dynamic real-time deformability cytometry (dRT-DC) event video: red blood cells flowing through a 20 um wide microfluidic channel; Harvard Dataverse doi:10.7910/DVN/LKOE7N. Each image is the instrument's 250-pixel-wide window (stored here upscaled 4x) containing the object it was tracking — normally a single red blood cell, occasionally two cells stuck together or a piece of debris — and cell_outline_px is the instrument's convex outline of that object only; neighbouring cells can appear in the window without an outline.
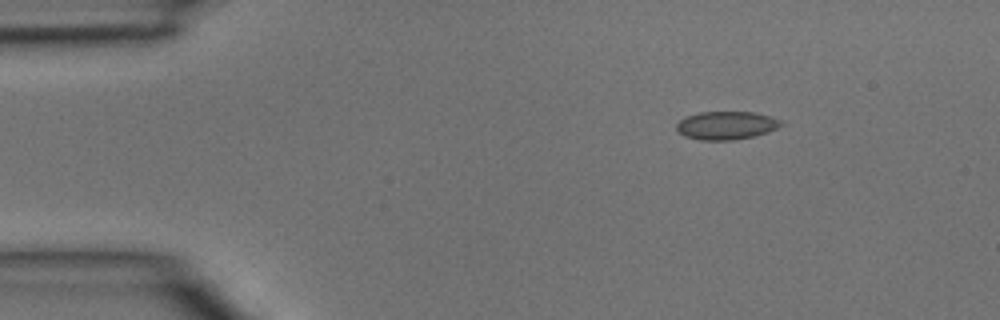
{"species": "common noctule bat (a hibernating species)", "species_latin": "Nyctalus noctula", "temperature_condition": "room temperature", "stored_images_in_passage": 4, "camera_frame_rate_fps": 3000, "um_per_image_px": 0.085, "animal": {"sex": "male", "body_mass_g": 15.6}, "frame": {"image": 1, "passage_image": 1, "time_ms": 0.0, "image_size_px": [1000, 320], "cell_outline_px": [[784, 124], [768, 132], [752, 136], [732, 140], [700, 140], [684, 136], [676, 128], [676, 124], [680, 120], [688, 116], [700, 112], [756, 112], [772, 116], [780, 120]], "centroid_in_image_um": [61.75, 10.65], "position_along_channel_um": 23.2, "area_um2": 17.11}}
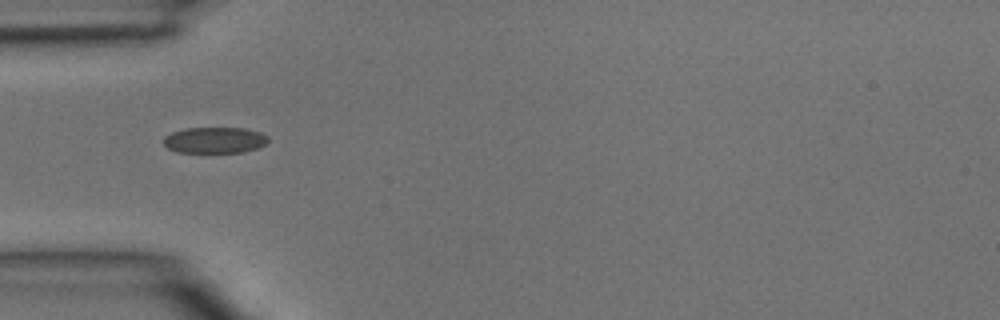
{"frame": {"image": 2, "passage_image": 3, "time_ms": 0.667, "image_size_px": [1000, 320], "cell_outline_px": [[268, 144], [244, 152], [176, 152], [168, 148], [164, 144], [164, 136], [172, 132], [184, 128], [244, 128], [260, 132], [268, 136]], "centroid_in_image_um": [18.26, 11.91], "position_along_channel_um": 66.7, "area_um2": 15.95}}
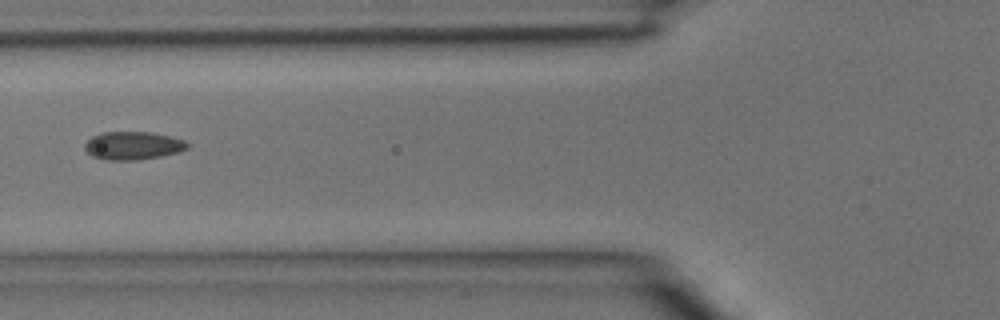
{"frame": {"image": 3, "passage_image": 4, "time_ms": 1.0, "image_size_px": [1000, 320], "cell_outline_px": [[192, 144], [188, 148], [180, 152], [160, 156], [136, 160], [108, 160], [92, 156], [84, 148], [84, 144], [92, 136], [104, 132], [152, 132], [184, 140]], "centroid_in_image_um": [11.33, 12.38], "position_along_channel_um": 114.5, "area_um2": 16.82}}